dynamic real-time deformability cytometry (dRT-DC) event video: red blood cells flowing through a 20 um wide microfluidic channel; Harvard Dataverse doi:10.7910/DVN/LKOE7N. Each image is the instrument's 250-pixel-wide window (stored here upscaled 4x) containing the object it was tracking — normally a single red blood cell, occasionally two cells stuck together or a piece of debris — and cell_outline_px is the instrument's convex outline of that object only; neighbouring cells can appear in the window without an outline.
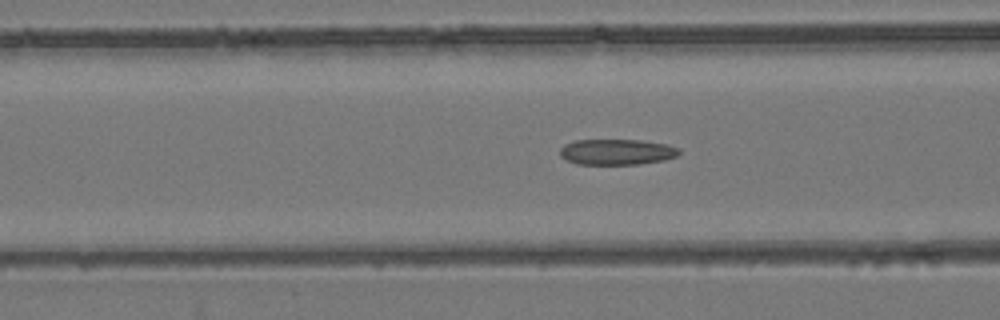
{"species": "common noctule bat (a hibernating species)", "species_latin": "Nyctalus noctula", "temperature_condition": "room temperature", "stored_images_in_passage": 54, "camera_frame_rate_fps": 3000, "um_per_image_px": 0.085, "animal": {"sex": "female", "body_mass_g": 24.6, "forearm_length_mm": 56.2}, "frame": {"image": 1, "passage_image": 22, "time_ms": 7.0, "image_size_px": [1000, 320], "cell_outline_px": [[680, 152], [676, 156], [664, 160], [640, 164], [576, 164], [560, 156], [560, 148], [564, 144], [576, 140], [640, 140], [668, 144], [680, 148]], "centroid_in_image_um": [52.44, 12.91], "position_along_channel_um": 114.2, "area_um2": 17.92}}
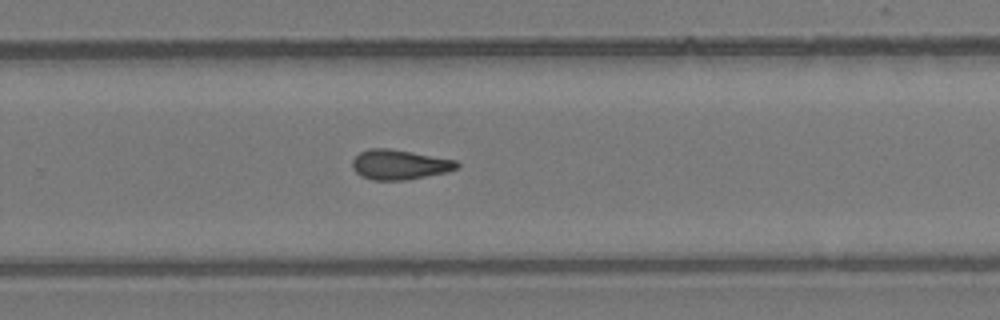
{"frame": {"image": 2, "passage_image": 36, "time_ms": 11.667, "image_size_px": [1000, 320], "cell_outline_px": [[460, 168], [448, 172], [408, 180], [372, 180], [360, 176], [352, 168], [352, 160], [360, 152], [368, 148], [388, 148], [412, 152], [456, 160], [460, 164]], "centroid_in_image_um": [33.97, 14.0], "position_along_channel_um": 295.8, "area_um2": 18.44}}
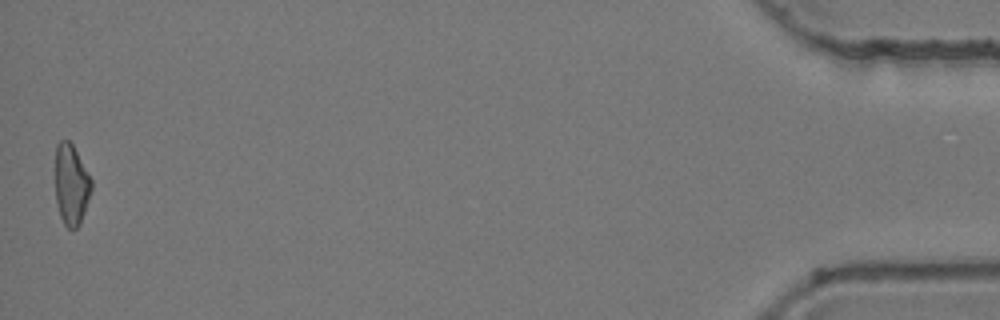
{"frame": {"image": 3, "passage_image": 54, "time_ms": 17.667, "image_size_px": [1000, 320], "cell_outline_px": [[92, 188], [80, 224], [76, 228], [68, 228], [64, 224], [60, 216], [56, 200], [56, 144], [60, 140], [68, 140], [72, 144], [92, 180]], "centroid_in_image_um": [6.05, 15.69], "position_along_channel_um": 429.1, "area_um2": 16.76}, "authors_computed_cell_mechanics": {"area_um2": 17.9758, "velocity_mm_per_s": 3.8918, "shape_relaxation_time_tau1_ms": null, "shape_relaxation_time_tau2_ms": 4.6047, "deformation_change_tau1": null, "deformation_change_tau2": 0.132}}